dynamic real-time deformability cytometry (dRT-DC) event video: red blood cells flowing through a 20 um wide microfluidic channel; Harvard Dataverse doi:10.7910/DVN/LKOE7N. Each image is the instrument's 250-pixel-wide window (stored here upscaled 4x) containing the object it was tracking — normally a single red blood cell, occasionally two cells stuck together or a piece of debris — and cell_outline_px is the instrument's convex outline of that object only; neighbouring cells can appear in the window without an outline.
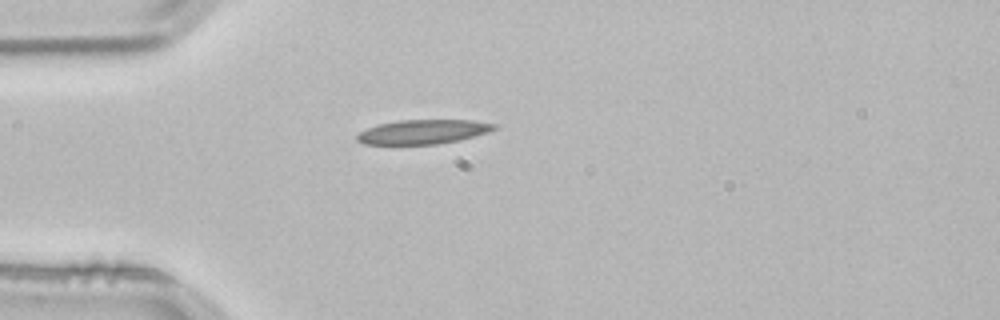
{"species": "common noctule bat (a hibernating species)", "species_latin": "Nyctalus noctula", "temperature_condition": "room temperature", "stored_images_in_passage": 2, "camera_frame_rate_fps": 3000, "um_per_image_px": 0.085, "animal": {"sex": "male", "body_mass_g": 21.5, "forearm_length_mm": 52.0}, "frame": {"image": 1, "passage_image": 2, "time_ms": 0.333, "image_size_px": [1000, 320], "cell_outline_px": [[496, 128], [488, 132], [460, 140], [436, 144], [364, 144], [356, 140], [356, 136], [360, 132], [376, 124], [396, 120], [472, 120], [496, 124]], "centroid_in_image_um": [35.94, 11.2], "position_along_channel_um": 49.1, "area_um2": 19.42}}